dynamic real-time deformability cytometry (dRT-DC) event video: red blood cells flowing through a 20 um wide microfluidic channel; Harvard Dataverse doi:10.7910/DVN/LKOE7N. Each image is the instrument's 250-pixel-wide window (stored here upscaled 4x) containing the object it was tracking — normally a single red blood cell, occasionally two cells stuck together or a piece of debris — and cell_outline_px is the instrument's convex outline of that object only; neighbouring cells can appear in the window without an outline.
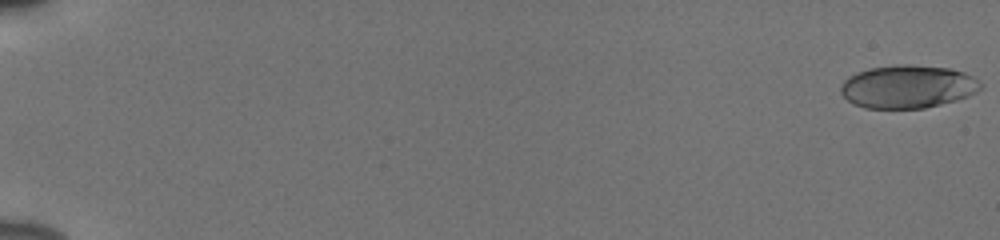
{"species": "human", "species_latin": "Homo sapiens", "temperature_condition": "cold", "stored_images_in_passage": 55, "camera_frame_rate_fps": 3000, "um_per_image_px": 0.085, "donor": {"sex": "male"}, "frame": {"image": 1, "passage_image": 1, "time_ms": 0.0, "image_size_px": [1000, 240], "cell_outline_px": [[984, 84], [976, 92], [968, 96], [956, 100], [924, 108], [864, 108], [852, 104], [840, 92], [840, 88], [844, 80], [848, 76], [856, 72], [868, 68], [896, 64], [908, 64], [948, 68], [964, 72], [972, 76]], "centroid_in_image_um": [77.13, 7.36], "position_along_channel_um": 7.9, "area_um2": 35.26}}
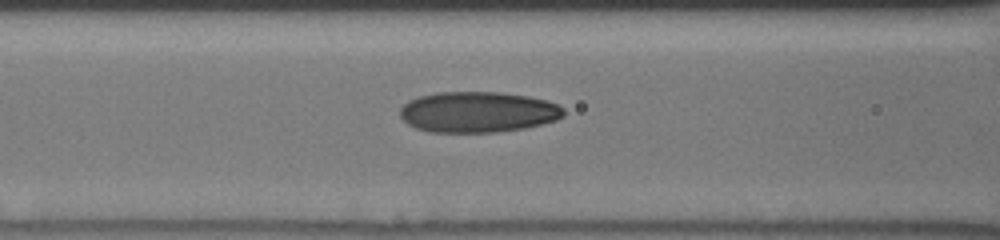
{"frame": {"image": 2, "passage_image": 26, "time_ms": 8.333, "image_size_px": [1000, 240], "cell_outline_px": [[564, 116], [556, 120], [524, 128], [496, 132], [428, 132], [416, 128], [408, 124], [400, 116], [400, 108], [408, 100], [420, 96], [436, 92], [500, 92], [528, 96], [544, 100], [556, 104], [564, 108]], "centroid_in_image_um": [40.6, 9.52], "position_along_channel_um": 126.0, "area_um2": 38.9}}
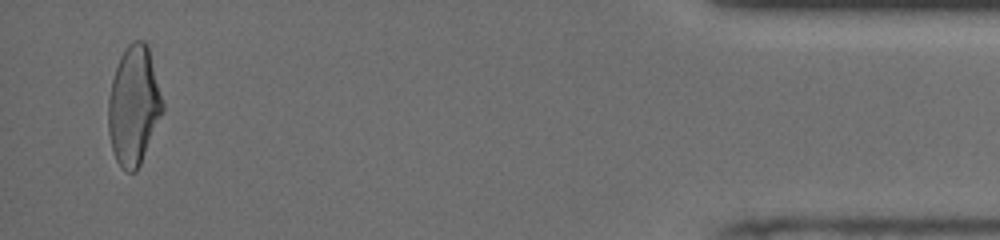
{"frame": {"image": 3, "passage_image": 54, "time_ms": 17.667, "image_size_px": [1000, 240], "cell_outline_px": [[164, 108], [140, 164], [136, 172], [124, 172], [116, 160], [112, 148], [108, 132], [108, 100], [112, 80], [120, 56], [128, 44], [132, 40], [144, 40], [148, 44], [164, 104]], "centroid_in_image_um": [11.36, 8.96], "position_along_channel_um": 423.8, "area_um2": 37.57}, "authors_computed_cell_mechanics": {"area_um2": 36.5296, "velocity_mm_per_s": 3.8829, "shape_relaxation_time_tau1_ms": 5.1498, "shape_relaxation_time_tau2_ms": 1.5302, "deformation_change_tau1": 0.1738, "deformation_change_tau2": 0.0817}}